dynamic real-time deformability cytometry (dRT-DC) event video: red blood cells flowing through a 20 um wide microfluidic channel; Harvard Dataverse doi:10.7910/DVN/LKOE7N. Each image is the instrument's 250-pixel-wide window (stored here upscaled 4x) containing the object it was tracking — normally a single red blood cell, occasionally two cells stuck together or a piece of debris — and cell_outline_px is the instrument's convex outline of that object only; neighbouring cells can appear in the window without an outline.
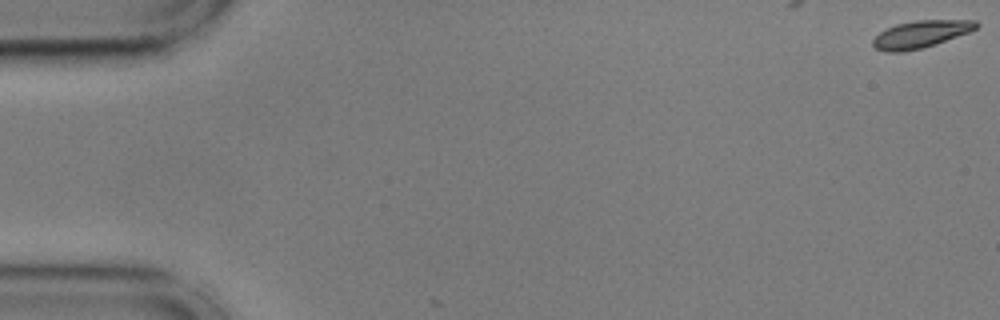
{"species": "common noctule bat (a hibernating species)", "species_latin": "Nyctalus noctula", "temperature_condition": "cold", "stored_images_in_passage": 3, "camera_frame_rate_fps": 3000, "um_per_image_px": 0.085, "animal": {"sex": "male", "body_mass_g": 17.9, "forearm_length_mm": 54.2}, "frame": {"image": 1, "passage_image": 1, "time_ms": 0.0, "image_size_px": [1000, 320], "cell_outline_px": [[980, 24], [976, 28], [968, 32], [920, 48], [904, 52], [884, 52], [876, 48], [872, 44], [872, 40], [880, 32], [896, 24], [916, 20], [976, 20]], "centroid_in_image_um": [78.23, 2.9], "position_along_channel_um": 6.8, "area_um2": 16.07}}